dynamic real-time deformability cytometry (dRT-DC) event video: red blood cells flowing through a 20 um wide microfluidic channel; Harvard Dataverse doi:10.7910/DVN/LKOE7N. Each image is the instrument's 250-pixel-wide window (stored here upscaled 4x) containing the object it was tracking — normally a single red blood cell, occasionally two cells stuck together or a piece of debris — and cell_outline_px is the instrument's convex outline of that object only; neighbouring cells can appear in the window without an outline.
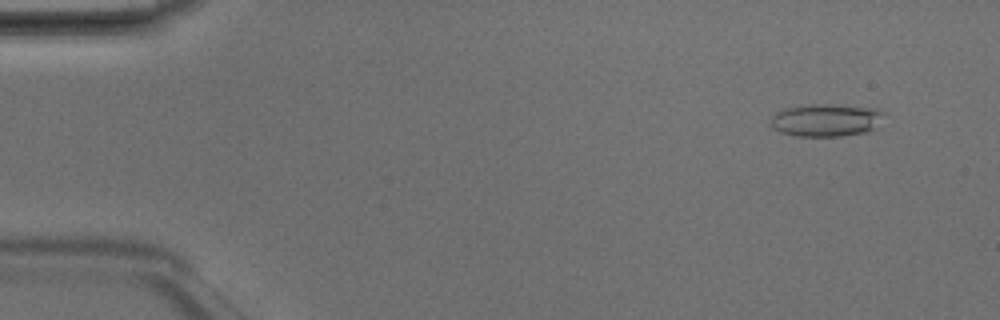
{"species": "Egyptian fruit bat (a non-hibernating species)", "species_latin": "Rousettus aegyptiacus", "temperature_condition": "room temperature", "stored_images_in_passage": 5, "camera_frame_rate_fps": 3000, "um_per_image_px": 0.085, "animal": {"sex": "male"}, "frame": {"image": 1, "passage_image": 2, "time_ms": 0.333, "image_size_px": [1000, 320], "cell_outline_px": [[884, 112], [880, 128], [868, 132], [840, 136], [796, 136], [780, 132], [772, 128], [768, 124], [772, 116], [776, 112], [784, 108], [804, 104], [832, 104], [876, 108]], "centroid_in_image_um": [70.23, 10.21], "position_along_channel_um": 14.8, "area_um2": 22.2}}
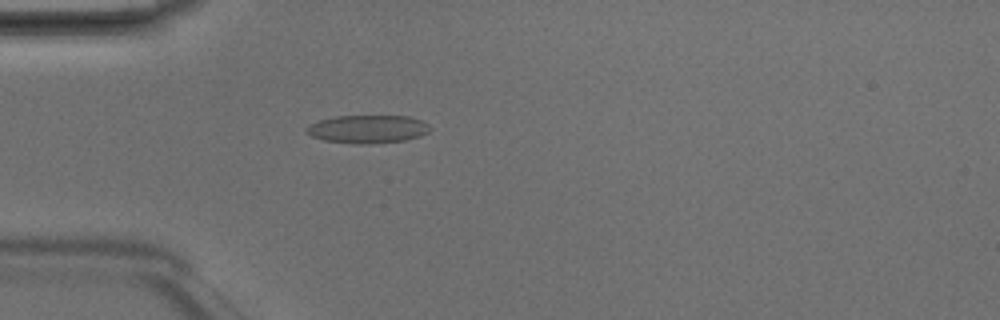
{"frame": {"image": 2, "passage_image": 5, "time_ms": 1.333, "image_size_px": [1000, 320], "cell_outline_px": [[428, 132], [420, 136], [404, 140], [368, 144], [360, 144], [324, 140], [312, 136], [304, 132], [304, 128], [308, 124], [320, 120], [336, 116], [408, 116], [420, 120], [428, 124]], "centroid_in_image_um": [31.19, 10.97], "position_along_channel_um": 53.8, "area_um2": 20.11}}